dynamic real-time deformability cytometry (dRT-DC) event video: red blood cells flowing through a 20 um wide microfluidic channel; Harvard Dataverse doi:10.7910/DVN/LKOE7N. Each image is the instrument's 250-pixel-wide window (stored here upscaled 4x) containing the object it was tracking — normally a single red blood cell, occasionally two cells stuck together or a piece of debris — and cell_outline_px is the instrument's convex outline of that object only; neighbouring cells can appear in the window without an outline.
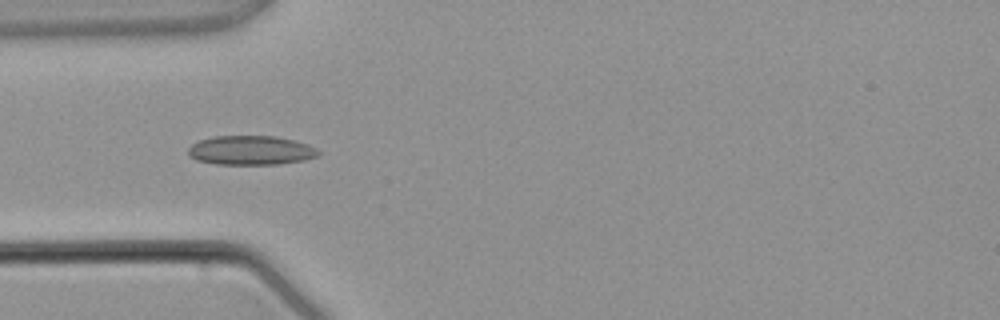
{"species": "common noctule bat (a hibernating species)", "species_latin": "Nyctalus noctula", "temperature_condition": "warm", "stored_images_in_passage": 4, "camera_frame_rate_fps": 3000, "um_per_image_px": 0.085, "animal": {"sex": "male", "body_mass_g": 21.5, "forearm_length_mm": 52.0}, "frame": {"image": 1, "passage_image": 4, "time_ms": 3.667, "image_size_px": [1000, 320], "cell_outline_px": [[320, 152], [316, 156], [304, 160], [276, 164], [216, 164], [196, 160], [188, 156], [188, 148], [192, 144], [200, 140], [212, 136], [276, 136], [296, 140], [308, 144], [316, 148]], "centroid_in_image_um": [21.3, 12.77], "position_along_channel_um": 63.7, "area_um2": 22.25}}